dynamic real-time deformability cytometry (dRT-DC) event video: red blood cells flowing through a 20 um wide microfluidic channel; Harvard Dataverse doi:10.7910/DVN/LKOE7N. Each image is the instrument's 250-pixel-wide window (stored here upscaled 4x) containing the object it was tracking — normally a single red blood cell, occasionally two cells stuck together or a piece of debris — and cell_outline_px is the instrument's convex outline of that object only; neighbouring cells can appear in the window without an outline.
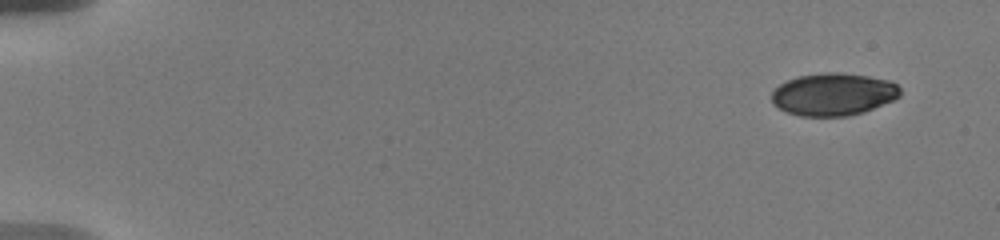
{"species": "human", "species_latin": "Homo sapiens", "temperature_condition": "warm", "stored_images_in_passage": 6, "camera_frame_rate_fps": 3000, "um_per_image_px": 0.085, "donor": {"sex": "male"}, "frame": {"image": 1, "passage_image": 1, "time_ms": 0.0, "image_size_px": [1000, 240], "cell_outline_px": [[900, 96], [892, 100], [864, 112], [848, 116], [800, 116], [788, 112], [772, 104], [772, 92], [780, 84], [788, 80], [800, 76], [824, 72], [840, 72], [868, 76], [888, 80], [896, 84], [900, 88]], "centroid_in_image_um": [70.83, 8.01], "position_along_channel_um": 14.2, "area_um2": 31.67}}
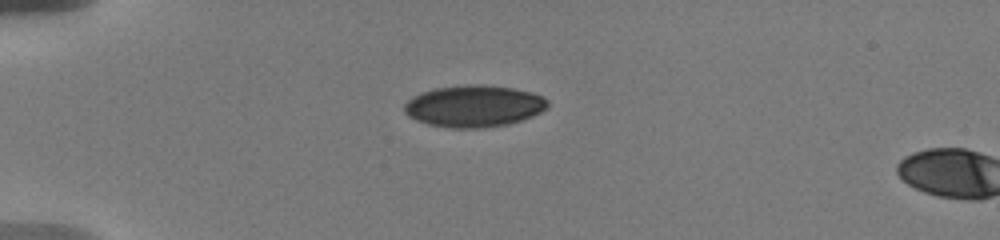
{"frame": {"image": 2, "passage_image": 5, "time_ms": 4.0, "image_size_px": [1000, 240], "cell_outline_px": [[548, 108], [532, 116], [508, 124], [484, 128], [452, 128], [428, 124], [416, 120], [408, 116], [404, 112], [404, 104], [412, 96], [420, 92], [436, 88], [468, 84], [480, 84], [512, 88], [532, 92], [544, 96], [548, 100]], "centroid_in_image_um": [40.28, 9.01], "position_along_channel_um": 44.7, "area_um2": 35.08}}